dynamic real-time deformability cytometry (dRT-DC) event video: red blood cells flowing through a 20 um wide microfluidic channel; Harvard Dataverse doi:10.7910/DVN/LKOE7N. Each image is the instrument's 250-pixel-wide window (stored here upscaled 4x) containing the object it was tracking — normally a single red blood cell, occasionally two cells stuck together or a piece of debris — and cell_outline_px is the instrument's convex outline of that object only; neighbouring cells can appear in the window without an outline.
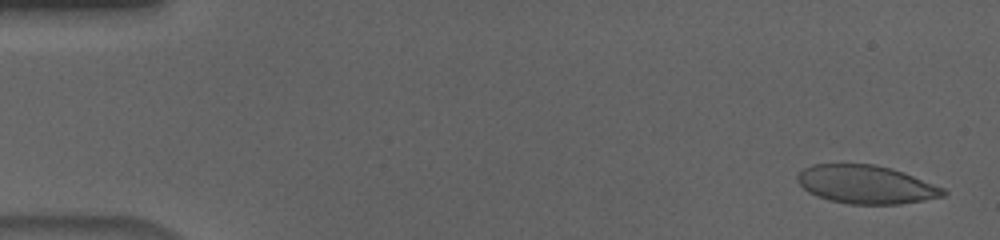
{"species": "human", "species_latin": "Homo sapiens", "temperature_condition": "cold", "stored_images_in_passage": 55, "camera_frame_rate_fps": 3000, "um_per_image_px": 0.085, "donor": {"sex": "male"}, "frame": {"image": 1, "passage_image": 2, "time_ms": 0.333, "image_size_px": [1000, 240], "cell_outline_px": [[948, 192], [944, 196], [924, 200], [900, 204], [848, 204], [828, 200], [808, 192], [796, 180], [796, 176], [804, 168], [812, 164], [872, 164], [892, 168], [904, 172], [944, 188]], "centroid_in_image_um": [73.61, 15.68], "position_along_channel_um": 11.4, "area_um2": 32.66}}
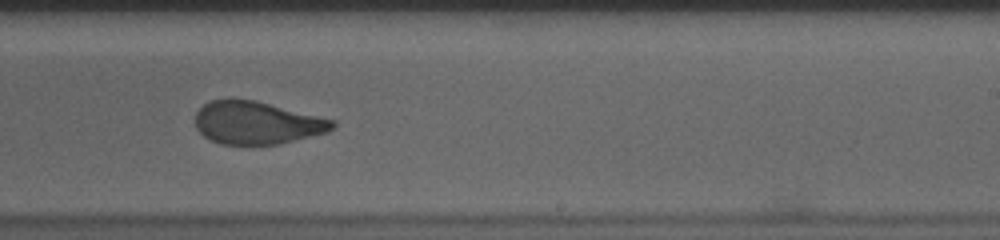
{"frame": {"image": 2, "passage_image": 34, "time_ms": 11.0, "image_size_px": [1000, 240], "cell_outline_px": [[336, 128], [328, 132], [280, 144], [252, 148], [220, 144], [204, 136], [196, 128], [196, 112], [208, 100], [228, 96], [232, 96], [256, 100], [336, 120]], "centroid_in_image_um": [21.82, 10.44], "position_along_channel_um": 267.2, "area_um2": 35.78}}
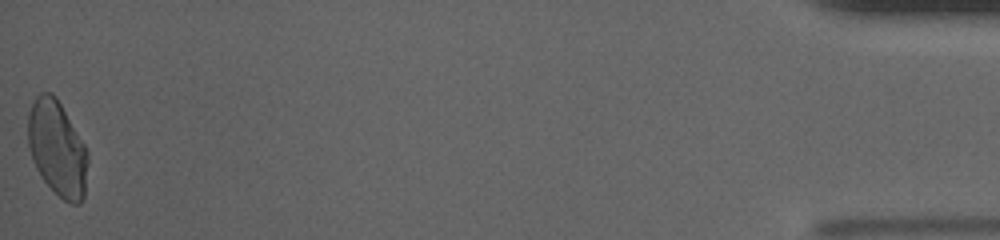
{"frame": {"image": 3, "passage_image": 55, "time_ms": 18.0, "image_size_px": [1000, 240], "cell_outline_px": [[88, 164], [84, 196], [80, 204], [72, 204], [64, 200], [40, 176], [32, 160], [28, 144], [28, 112], [36, 96], [40, 92], [52, 92], [56, 96], [84, 144], [88, 152]], "centroid_in_image_um": [4.86, 12.61], "position_along_channel_um": 430.3, "area_um2": 33.18}, "authors_computed_cell_mechanics": {"area_um2": 35.3158, "velocity_mm_per_s": 3.6753, "shape_relaxation_time_tau1_ms": 5.5513, "shape_relaxation_time_tau2_ms": 0.8635, "deformation_change_tau1": 0.1671, "deformation_change_tau2": 0.0558}}